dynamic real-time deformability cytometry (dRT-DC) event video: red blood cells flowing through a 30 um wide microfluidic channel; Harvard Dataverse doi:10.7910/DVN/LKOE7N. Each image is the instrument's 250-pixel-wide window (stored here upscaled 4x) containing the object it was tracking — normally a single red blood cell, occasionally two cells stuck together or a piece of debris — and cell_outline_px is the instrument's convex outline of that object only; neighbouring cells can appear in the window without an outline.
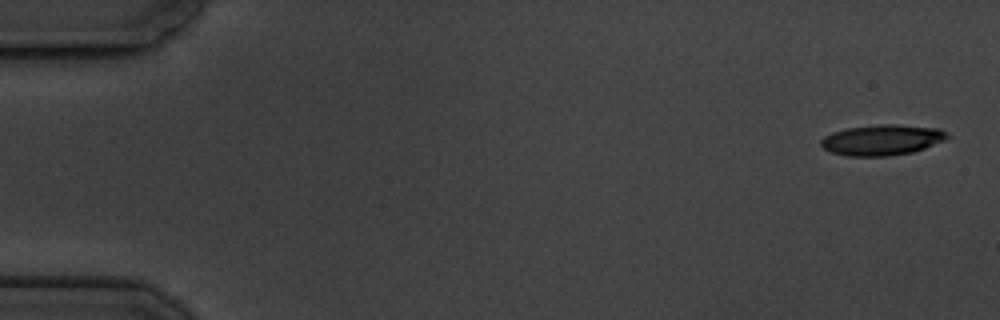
{"species": "common noctule bat (a hibernating species)", "species_latin": "Nyctalus noctula", "temperature_condition": "cold", "stored_images_in_passage": 5, "camera_frame_rate_fps": 3000, "um_per_image_px": 0.085, "animal": {"sex": "male", "body_mass_g": 19.5, "forearm_length_mm": 54.6}, "frame": {"image": 1, "passage_image": 1, "time_ms": 0.0, "image_size_px": [1000, 320], "cell_outline_px": [[952, 136], [944, 140], [924, 148], [912, 152], [888, 156], [848, 156], [832, 152], [824, 148], [820, 144], [820, 140], [824, 136], [832, 132], [848, 128], [884, 124], [892, 124], [940, 128], [948, 132]], "centroid_in_image_um": [75.0, 11.89], "position_along_channel_um": 10.0, "area_um2": 22.48}}
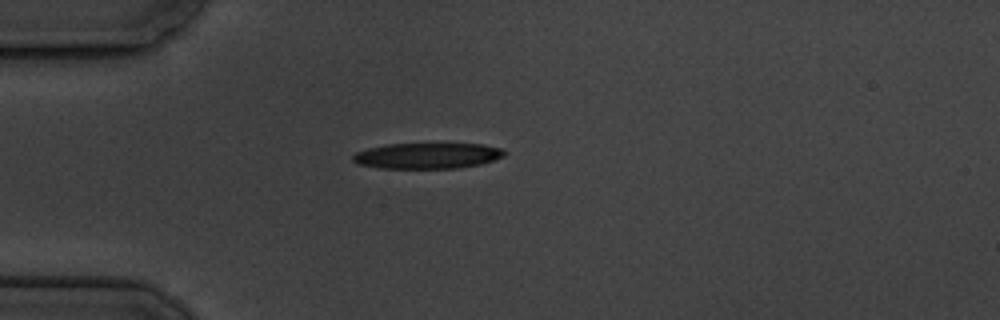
{"frame": {"image": 2, "passage_image": 5, "time_ms": 4.667, "image_size_px": [1000, 320], "cell_outline_px": [[508, 152], [504, 156], [480, 164], [456, 168], [380, 168], [356, 164], [352, 160], [352, 156], [356, 152], [368, 148], [388, 144], [484, 144], [500, 148]], "centroid_in_image_um": [36.31, 13.24], "position_along_channel_um": 48.7, "area_um2": 22.72}}